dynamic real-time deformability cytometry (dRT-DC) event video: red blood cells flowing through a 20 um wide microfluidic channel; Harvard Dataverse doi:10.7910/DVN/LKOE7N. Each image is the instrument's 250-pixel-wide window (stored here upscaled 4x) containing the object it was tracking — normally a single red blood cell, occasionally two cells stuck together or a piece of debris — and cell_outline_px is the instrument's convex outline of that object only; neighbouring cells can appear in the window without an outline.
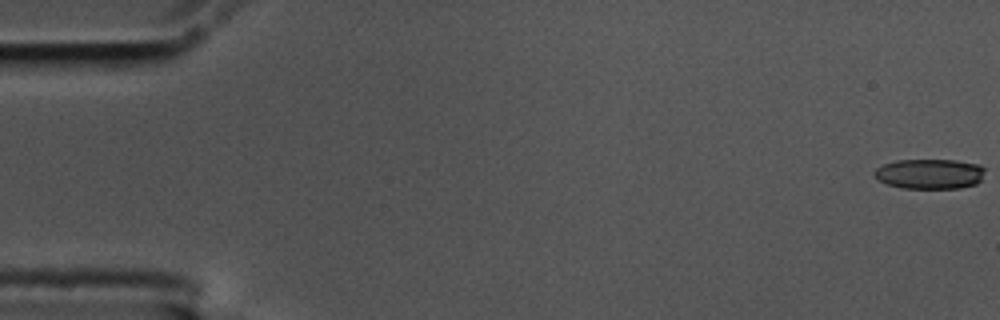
{"species": "common noctule bat (a hibernating species)", "species_latin": "Nyctalus noctula", "temperature_condition": "cold", "stored_images_in_passage": 58, "camera_frame_rate_fps": 3000, "um_per_image_px": 0.085, "animal": {"sex": "male", "body_mass_g": 17.5, "forearm_length_mm": 52.3}, "frame": {"image": 1, "passage_image": 1, "time_ms": 0.0, "image_size_px": [1000, 320], "cell_outline_px": [[984, 172], [980, 180], [976, 184], [960, 188], [904, 188], [888, 184], [880, 180], [872, 172], [876, 168], [884, 164], [896, 160], [956, 160], [980, 164], [984, 168]], "centroid_in_image_um": [79.04, 14.77], "position_along_channel_um": 6.0, "area_um2": 19.31}}
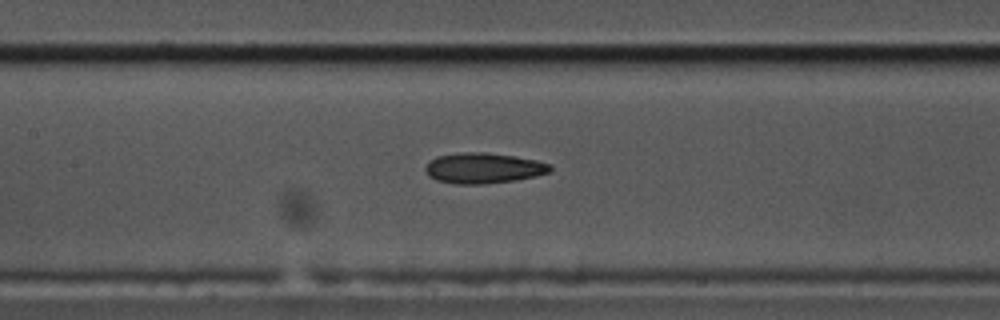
{"frame": {"image": 2, "passage_image": 27, "time_ms": 8.667, "image_size_px": [1000, 320], "cell_outline_px": [[552, 172], [536, 176], [516, 180], [480, 184], [456, 184], [436, 180], [428, 176], [424, 168], [428, 160], [436, 156], [464, 152], [484, 152], [516, 156], [536, 160], [548, 164], [552, 168]], "centroid_in_image_um": [41.07, 14.28], "position_along_channel_um": 166.3, "area_um2": 22.37}}
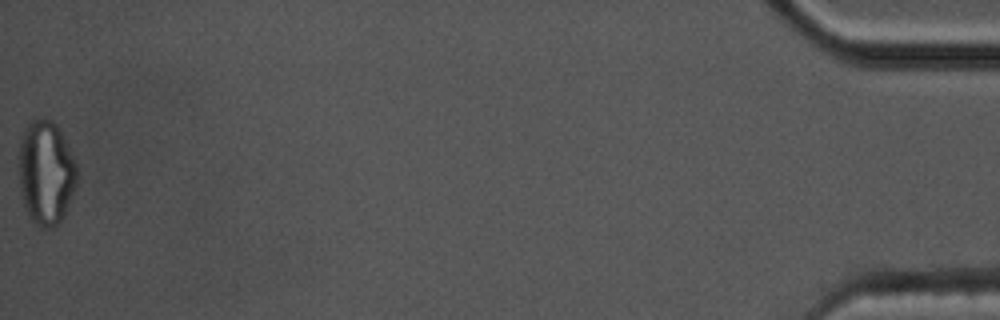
{"frame": {"image": 3, "passage_image": 58, "time_ms": 19.0, "image_size_px": [1000, 320], "cell_outline_px": [[76, 184], [68, 204], [60, 220], [52, 228], [40, 228], [28, 216], [20, 192], [20, 136], [24, 128], [32, 120], [44, 116], [52, 120], [56, 124], [68, 144], [76, 164]], "centroid_in_image_um": [3.89, 14.63], "position_along_channel_um": 431.3, "area_um2": 35.14}, "authors_computed_cell_mechanics": {"area_um2": 21.9351, "velocity_mm_per_s": 3.5344, "shape_relaxation_time_tau1_ms": 8.1339, "shape_relaxation_time_tau2_ms": 4.464, "deformation_change_tau1": 0.1914, "deformation_change_tau2": 0.1339}}